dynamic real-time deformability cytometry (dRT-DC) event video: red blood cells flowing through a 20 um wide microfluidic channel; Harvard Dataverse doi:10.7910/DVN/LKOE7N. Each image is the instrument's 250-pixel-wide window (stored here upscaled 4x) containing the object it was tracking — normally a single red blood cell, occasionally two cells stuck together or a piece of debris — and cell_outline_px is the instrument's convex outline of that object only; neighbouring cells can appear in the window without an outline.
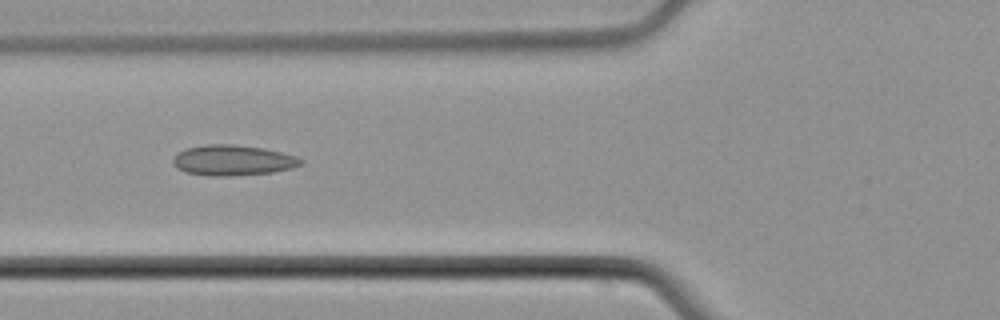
{"species": "common noctule bat (a hibernating species)", "species_latin": "Nyctalus noctula", "temperature_condition": "cold", "stored_images_in_passage": 7, "camera_frame_rate_fps": 3000, "um_per_image_px": 0.085, "animal": {"sex": "male", "body_mass_g": 21.5, "forearm_length_mm": 52.0}, "frame": {"image": 1, "passage_image": 5, "time_ms": 5.667, "image_size_px": [1000, 320], "cell_outline_px": [[304, 160], [300, 164], [292, 168], [272, 172], [228, 176], [212, 176], [188, 172], [176, 168], [172, 164], [172, 160], [184, 148], [208, 144], [232, 144], [264, 148], [296, 156]], "centroid_in_image_um": [19.78, 13.62], "position_along_channel_um": 106.0, "area_um2": 22.54}}
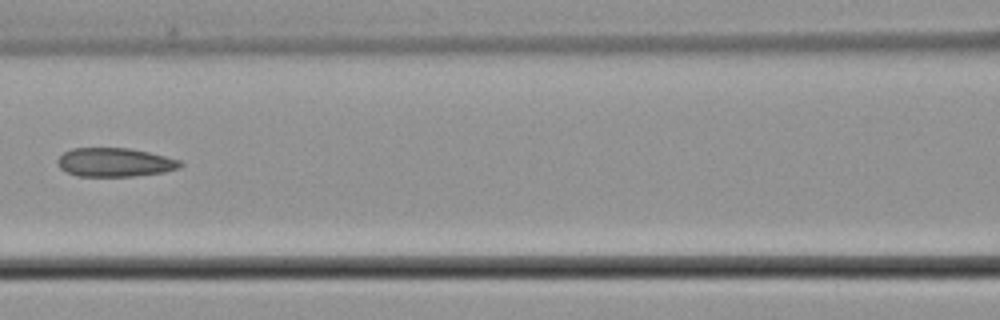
{"frame": {"image": 2, "passage_image": 6, "time_ms": 7.0, "image_size_px": [1000, 320], "cell_outline_px": [[184, 164], [180, 168], [164, 172], [132, 176], [76, 176], [60, 168], [56, 164], [56, 160], [64, 152], [72, 148], [128, 148], [148, 152], [180, 160]], "centroid_in_image_um": [9.74, 13.8], "position_along_channel_um": 156.9, "area_um2": 20.58}}
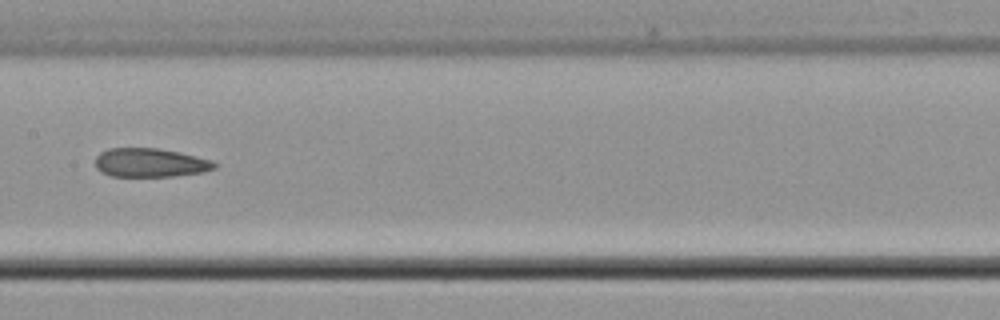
{"frame": {"image": 3, "passage_image": 7, "time_ms": 8.0, "image_size_px": [1000, 320], "cell_outline_px": [[220, 164], [216, 168], [204, 172], [176, 176], [112, 176], [96, 168], [96, 156], [100, 152], [108, 148], [160, 148], [180, 152], [212, 160]], "centroid_in_image_um": [12.83, 13.82], "position_along_channel_um": 194.6, "area_um2": 20.17}}